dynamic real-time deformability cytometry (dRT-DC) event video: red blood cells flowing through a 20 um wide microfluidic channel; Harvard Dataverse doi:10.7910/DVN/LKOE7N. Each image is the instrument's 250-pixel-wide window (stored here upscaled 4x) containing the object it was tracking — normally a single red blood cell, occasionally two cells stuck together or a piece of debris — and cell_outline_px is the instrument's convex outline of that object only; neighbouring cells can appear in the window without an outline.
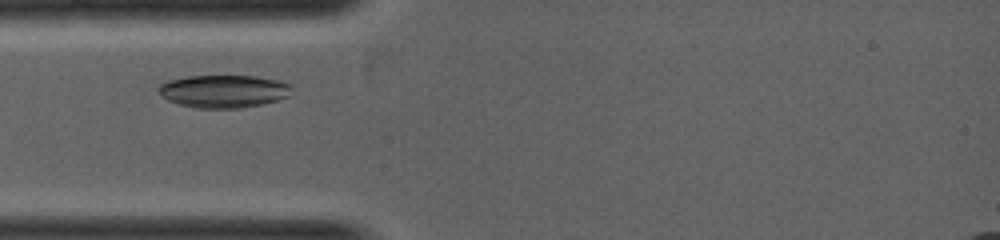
{"species": "common noctule bat (a hibernating species)", "species_latin": "Nyctalus noctula", "temperature_condition": "warm", "stored_images_in_passage": 8, "camera_frame_rate_fps": 5000, "um_per_image_px": 0.085, "animal": {"sex": "female", "body_mass_g": 19.0, "forearm_length_mm": 53.3}, "frame": {"image": 1, "passage_image": 4, "time_ms": 0.6, "image_size_px": [1000, 240], "cell_outline_px": [[292, 88], [288, 96], [276, 100], [260, 104], [240, 108], [196, 108], [176, 104], [168, 100], [156, 88], [160, 84], [168, 80], [188, 76], [256, 76], [276, 80], [292, 84]], "centroid_in_image_um": [18.99, 7.75], "position_along_channel_um": 66.0, "area_um2": 25.37}}
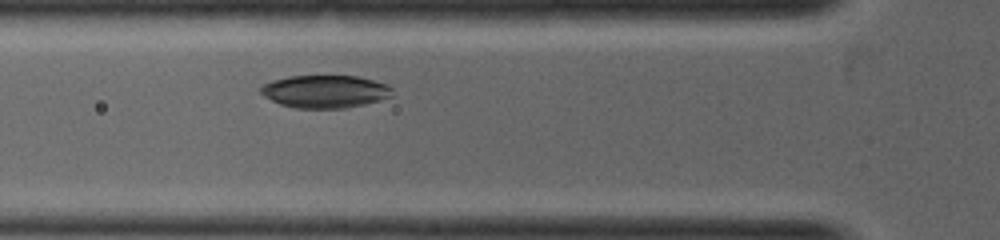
{"frame": {"image": 2, "passage_image": 6, "time_ms": 1.0, "image_size_px": [1000, 240], "cell_outline_px": [[392, 96], [380, 100], [364, 104], [344, 108], [296, 108], [280, 104], [264, 96], [260, 92], [260, 88], [264, 84], [272, 80], [288, 76], [356, 76], [388, 84], [392, 88]], "centroid_in_image_um": [27.63, 7.77], "position_along_channel_um": 98.2, "area_um2": 25.03}}
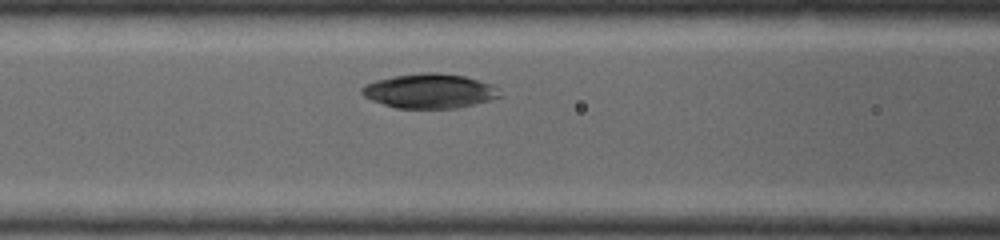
{"frame": {"image": 3, "passage_image": 8, "time_ms": 1.4, "image_size_px": [1000, 240], "cell_outline_px": [[504, 96], [456, 108], [396, 108], [372, 100], [364, 96], [360, 92], [360, 88], [364, 84], [376, 80], [392, 76], [424, 72], [440, 72], [464, 76], [492, 84], [500, 88]], "centroid_in_image_um": [36.53, 7.72], "position_along_channel_um": 130.1, "area_um2": 27.92}}